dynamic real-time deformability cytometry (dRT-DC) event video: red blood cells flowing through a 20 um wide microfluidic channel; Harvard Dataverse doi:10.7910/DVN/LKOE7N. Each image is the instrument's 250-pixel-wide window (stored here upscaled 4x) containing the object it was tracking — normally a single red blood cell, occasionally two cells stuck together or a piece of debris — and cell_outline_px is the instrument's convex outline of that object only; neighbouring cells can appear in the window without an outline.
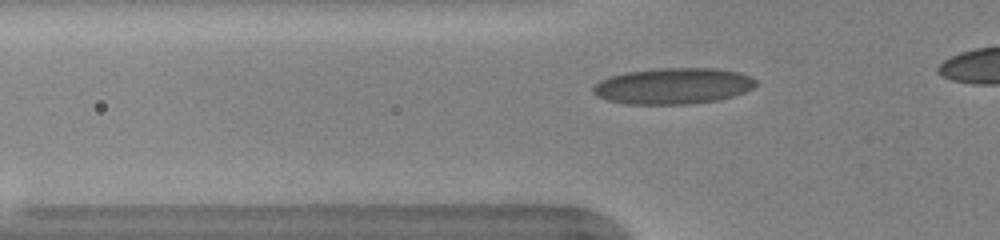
{"species": "human", "species_latin": "Homo sapiens", "temperature_condition": "warm", "stored_images_in_passage": 38, "camera_frame_rate_fps": 3000, "um_per_image_px": 0.085, "donor": {"sex": "female"}, "frame": {"image": 1, "passage_image": 13, "time_ms": 4.0, "image_size_px": [1000, 240], "cell_outline_px": [[756, 84], [752, 88], [744, 92], [732, 96], [716, 100], [688, 104], [624, 104], [608, 100], [596, 96], [592, 92], [592, 88], [600, 80], [612, 76], [628, 72], [656, 68], [716, 68], [740, 72], [752, 76], [756, 80]], "centroid_in_image_um": [57.22, 7.3], "position_along_channel_um": 68.6, "area_um2": 34.28}}
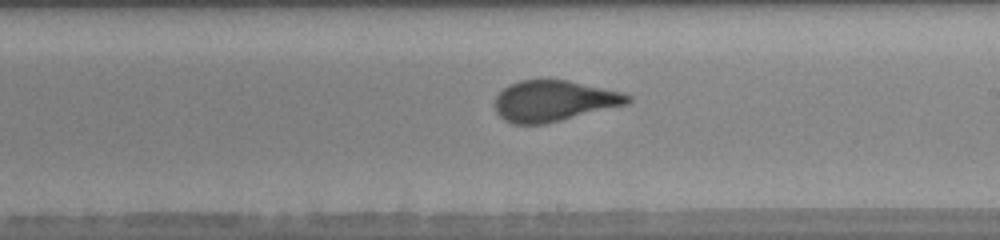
{"frame": {"image": 2, "passage_image": 26, "time_ms": 8.333, "image_size_px": [1000, 240], "cell_outline_px": [[632, 100], [628, 104], [544, 124], [512, 124], [504, 120], [496, 112], [496, 96], [504, 88], [520, 80], [568, 80], [624, 92], [632, 96]], "centroid_in_image_um": [47.12, 8.58], "position_along_channel_um": 241.9, "area_um2": 31.56}}
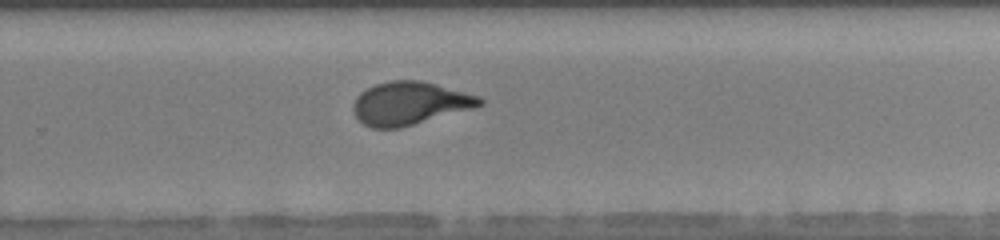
{"frame": {"image": 3, "passage_image": 30, "time_ms": 9.667, "image_size_px": [1000, 240], "cell_outline_px": [[484, 104], [472, 108], [400, 128], [372, 128], [364, 124], [356, 116], [352, 108], [352, 104], [356, 96], [360, 92], [376, 84], [388, 80], [420, 80], [436, 84], [480, 96], [484, 100]], "centroid_in_image_um": [34.8, 8.77], "position_along_channel_um": 295.0, "area_um2": 31.62}}